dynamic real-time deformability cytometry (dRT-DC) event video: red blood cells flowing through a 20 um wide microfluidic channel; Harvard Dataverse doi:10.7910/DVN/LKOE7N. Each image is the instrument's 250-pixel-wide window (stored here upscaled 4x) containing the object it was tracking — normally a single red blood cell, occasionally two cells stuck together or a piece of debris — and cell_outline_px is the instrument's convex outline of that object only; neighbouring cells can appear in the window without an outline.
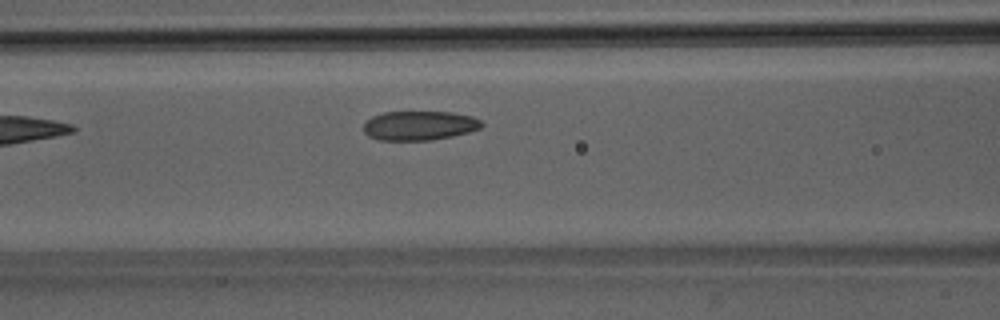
{"species": "Egyptian fruit bat (a non-hibernating species)", "species_latin": "Rousettus aegyptiacus", "temperature_condition": "room temperature", "stored_images_in_passage": 4, "camera_frame_rate_fps": 3000, "um_per_image_px": 0.085, "animal": {"sex": "male"}, "frame": {"image": 1, "passage_image": 4, "time_ms": 3.667, "image_size_px": [1000, 320], "cell_outline_px": [[484, 124], [480, 128], [468, 132], [452, 136], [432, 140], [376, 140], [368, 136], [364, 132], [364, 120], [372, 116], [384, 112], [452, 112], [472, 116], [480, 120]], "centroid_in_image_um": [35.61, 10.67], "position_along_channel_um": 131.0, "area_um2": 20.29}}